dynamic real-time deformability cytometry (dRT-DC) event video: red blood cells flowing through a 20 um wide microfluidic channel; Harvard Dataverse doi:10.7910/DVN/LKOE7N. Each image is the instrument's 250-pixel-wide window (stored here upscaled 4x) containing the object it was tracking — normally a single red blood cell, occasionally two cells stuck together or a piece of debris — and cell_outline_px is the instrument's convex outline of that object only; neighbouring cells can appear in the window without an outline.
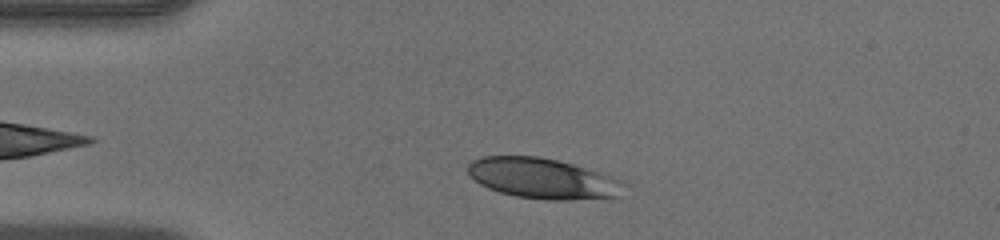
{"species": "human", "species_latin": "Homo sapiens", "temperature_condition": "warm", "stored_images_in_passage": 33, "camera_frame_rate_fps": 3000, "um_per_image_px": 0.085, "donor": {"sex": "male"}, "frame": {"image": 1, "passage_image": 2, "time_ms": 0.333, "image_size_px": [1000, 240], "cell_outline_px": [[628, 184], [616, 196], [564, 200], [548, 200], [516, 196], [500, 192], [488, 188], [480, 184], [468, 172], [468, 164], [472, 160], [484, 156], [540, 156], [572, 164], [620, 180]], "centroid_in_image_um": [46.08, 15.16], "position_along_channel_um": 38.9, "area_um2": 36.18}}
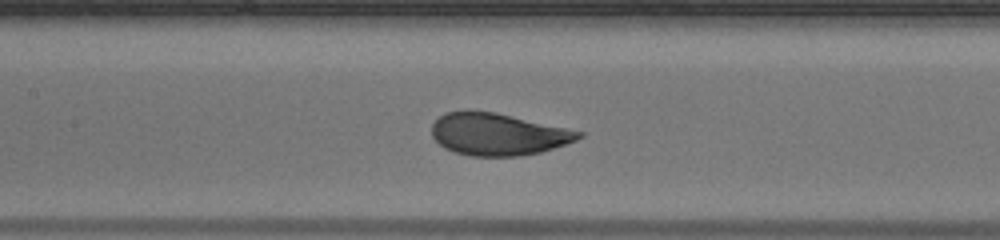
{"frame": {"image": 2, "passage_image": 13, "time_ms": 4.0, "image_size_px": [1000, 240], "cell_outline_px": [[584, 136], [576, 140], [540, 152], [520, 156], [472, 156], [456, 152], [444, 148], [432, 136], [432, 124], [444, 112], [496, 112], [584, 132]], "centroid_in_image_um": [42.33, 11.42], "position_along_channel_um": 165.1, "area_um2": 35.55}}
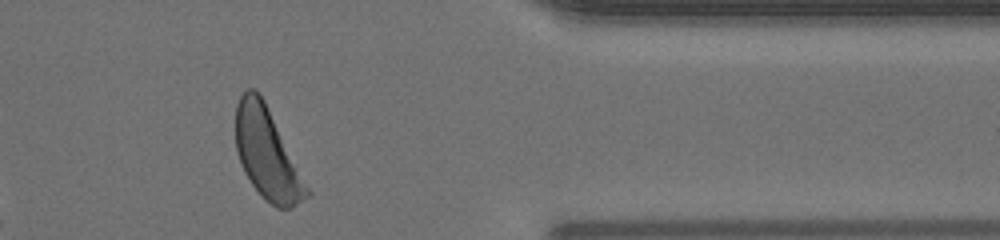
{"frame": {"image": 3, "passage_image": 30, "time_ms": 9.667, "image_size_px": [1000, 240], "cell_outline_px": [[312, 192], [308, 196], [288, 208], [276, 208], [252, 184], [244, 172], [236, 148], [236, 104], [240, 96], [248, 88], [256, 88], [264, 100]], "centroid_in_image_um": [22.71, 13.04], "position_along_channel_um": 388.7, "area_um2": 36.99}}